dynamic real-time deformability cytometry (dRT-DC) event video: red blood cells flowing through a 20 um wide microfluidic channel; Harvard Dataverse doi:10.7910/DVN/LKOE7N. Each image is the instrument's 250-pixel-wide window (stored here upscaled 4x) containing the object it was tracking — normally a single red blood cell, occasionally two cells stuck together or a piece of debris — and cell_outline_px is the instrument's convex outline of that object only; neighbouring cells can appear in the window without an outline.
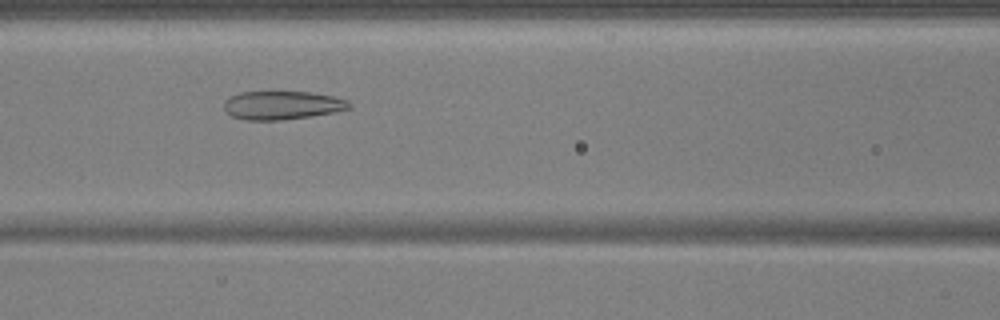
{"species": "common noctule bat (a hibernating species)", "species_latin": "Nyctalus noctula", "temperature_condition": "warm", "stored_images_in_passage": 51, "camera_frame_rate_fps": 3000, "um_per_image_px": 0.085, "animal": {"sex": "male", "body_mass_g": 17.9, "forearm_length_mm": 54.2}, "frame": {"image": 1, "passage_image": 21, "time_ms": 6.667, "image_size_px": [1000, 320], "cell_outline_px": [[352, 108], [336, 112], [312, 116], [280, 120], [244, 120], [232, 116], [224, 112], [224, 100], [228, 96], [240, 92], [312, 92], [332, 96], [348, 100], [352, 104]], "centroid_in_image_um": [23.98, 8.95], "position_along_channel_um": 142.6, "area_um2": 21.1}}
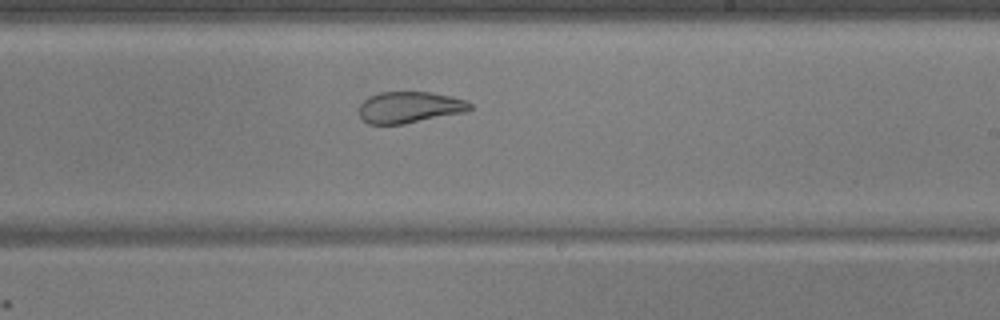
{"frame": {"image": 2, "passage_image": 30, "time_ms": 9.667, "image_size_px": [1000, 320], "cell_outline_px": [[472, 108], [468, 112], [404, 124], [368, 124], [360, 116], [360, 104], [368, 96], [380, 92], [432, 92], [452, 96], [464, 100], [472, 104]], "centroid_in_image_um": [34.85, 9.12], "position_along_channel_um": 254.2, "area_um2": 20.46}}
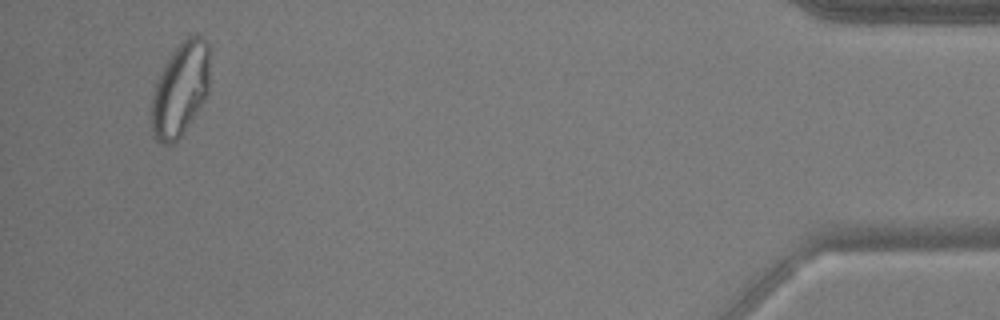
{"frame": {"image": 3, "passage_image": 49, "time_ms": 16.0, "image_size_px": [1000, 320], "cell_outline_px": [[208, 92], [204, 100], [184, 132], [172, 144], [164, 144], [156, 140], [152, 128], [152, 92], [156, 80], [164, 64], [180, 40], [188, 36], [200, 36], [208, 44]], "centroid_in_image_um": [15.3, 7.58], "position_along_channel_um": 419.9, "area_um2": 31.62}, "authors_computed_cell_mechanics": {"area_um2": 27.9752, "velocity_mm_per_s": 3.7355, "shape_relaxation_time_tau1_ms": null, "shape_relaxation_time_tau2_ms": 1.2831, "deformation_change_tau1": null, "deformation_change_tau2": 0.0777}}